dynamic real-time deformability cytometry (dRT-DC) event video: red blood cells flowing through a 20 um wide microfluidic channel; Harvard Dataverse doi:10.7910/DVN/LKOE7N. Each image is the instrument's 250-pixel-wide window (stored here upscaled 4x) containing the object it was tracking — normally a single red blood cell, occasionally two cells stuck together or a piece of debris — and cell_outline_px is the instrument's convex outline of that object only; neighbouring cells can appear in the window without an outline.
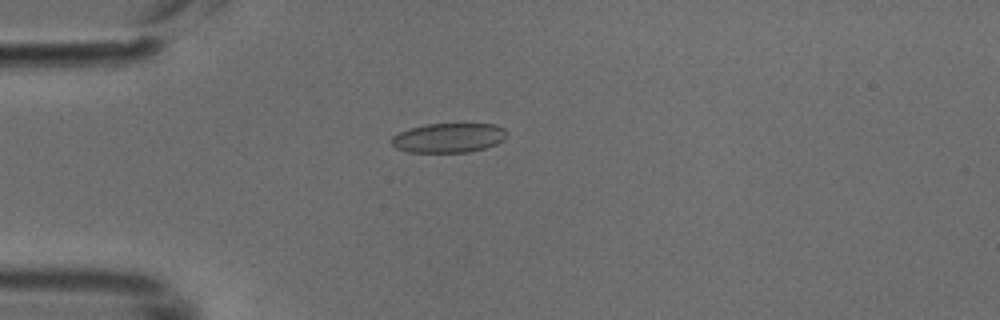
{"species": "common noctule bat (a hibernating species)", "species_latin": "Nyctalus noctula", "temperature_condition": "cold", "stored_images_in_passage": 5, "camera_frame_rate_fps": 3000, "um_per_image_px": 0.085, "animal": {"sex": "male", "body_mass_g": 18.8}, "frame": {"image": 1, "passage_image": 4, "time_ms": 1.0, "image_size_px": [1000, 320], "cell_outline_px": [[508, 136], [504, 140], [496, 144], [484, 148], [468, 152], [408, 152], [396, 148], [388, 140], [392, 136], [400, 132], [412, 128], [428, 124], [496, 124], [504, 128], [508, 132]], "centroid_in_image_um": [38.16, 11.72], "position_along_channel_um": 46.8, "area_um2": 19.88}}